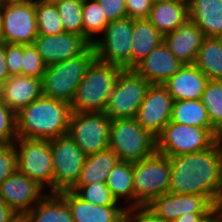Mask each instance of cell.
<instances>
[{
    "instance_id": "cell-1",
    "label": "cell",
    "mask_w": 222,
    "mask_h": 222,
    "mask_svg": "<svg viewBox=\"0 0 222 222\" xmlns=\"http://www.w3.org/2000/svg\"><path fill=\"white\" fill-rule=\"evenodd\" d=\"M169 159V192L205 196L218 209L222 181V138L203 151Z\"/></svg>"
},
{
    "instance_id": "cell-2",
    "label": "cell",
    "mask_w": 222,
    "mask_h": 222,
    "mask_svg": "<svg viewBox=\"0 0 222 222\" xmlns=\"http://www.w3.org/2000/svg\"><path fill=\"white\" fill-rule=\"evenodd\" d=\"M71 113L69 103L42 95L16 113V135L40 140L66 135Z\"/></svg>"
},
{
    "instance_id": "cell-3",
    "label": "cell",
    "mask_w": 222,
    "mask_h": 222,
    "mask_svg": "<svg viewBox=\"0 0 222 222\" xmlns=\"http://www.w3.org/2000/svg\"><path fill=\"white\" fill-rule=\"evenodd\" d=\"M122 68L95 59L78 85L70 104L75 112H104Z\"/></svg>"
},
{
    "instance_id": "cell-4",
    "label": "cell",
    "mask_w": 222,
    "mask_h": 222,
    "mask_svg": "<svg viewBox=\"0 0 222 222\" xmlns=\"http://www.w3.org/2000/svg\"><path fill=\"white\" fill-rule=\"evenodd\" d=\"M95 59V49L91 44L76 57L46 66L41 79L43 95L71 104L78 85Z\"/></svg>"
},
{
    "instance_id": "cell-5",
    "label": "cell",
    "mask_w": 222,
    "mask_h": 222,
    "mask_svg": "<svg viewBox=\"0 0 222 222\" xmlns=\"http://www.w3.org/2000/svg\"><path fill=\"white\" fill-rule=\"evenodd\" d=\"M109 149L113 150L119 161L135 163L156 151V138L136 118L111 120Z\"/></svg>"
},
{
    "instance_id": "cell-6",
    "label": "cell",
    "mask_w": 222,
    "mask_h": 222,
    "mask_svg": "<svg viewBox=\"0 0 222 222\" xmlns=\"http://www.w3.org/2000/svg\"><path fill=\"white\" fill-rule=\"evenodd\" d=\"M170 159L155 151L133 163L134 208L147 206L154 198L169 192Z\"/></svg>"
},
{
    "instance_id": "cell-7",
    "label": "cell",
    "mask_w": 222,
    "mask_h": 222,
    "mask_svg": "<svg viewBox=\"0 0 222 222\" xmlns=\"http://www.w3.org/2000/svg\"><path fill=\"white\" fill-rule=\"evenodd\" d=\"M222 136L214 128L168 122L156 137V151L168 157L203 151Z\"/></svg>"
},
{
    "instance_id": "cell-8",
    "label": "cell",
    "mask_w": 222,
    "mask_h": 222,
    "mask_svg": "<svg viewBox=\"0 0 222 222\" xmlns=\"http://www.w3.org/2000/svg\"><path fill=\"white\" fill-rule=\"evenodd\" d=\"M150 85L134 69H122L104 113L110 120L135 118Z\"/></svg>"
},
{
    "instance_id": "cell-9",
    "label": "cell",
    "mask_w": 222,
    "mask_h": 222,
    "mask_svg": "<svg viewBox=\"0 0 222 222\" xmlns=\"http://www.w3.org/2000/svg\"><path fill=\"white\" fill-rule=\"evenodd\" d=\"M17 170L53 193V160L50 140L17 137ZM48 185V186H47Z\"/></svg>"
},
{
    "instance_id": "cell-10",
    "label": "cell",
    "mask_w": 222,
    "mask_h": 222,
    "mask_svg": "<svg viewBox=\"0 0 222 222\" xmlns=\"http://www.w3.org/2000/svg\"><path fill=\"white\" fill-rule=\"evenodd\" d=\"M132 30L133 19L130 17L110 21L101 38L93 43L96 59L122 69H131Z\"/></svg>"
},
{
    "instance_id": "cell-11",
    "label": "cell",
    "mask_w": 222,
    "mask_h": 222,
    "mask_svg": "<svg viewBox=\"0 0 222 222\" xmlns=\"http://www.w3.org/2000/svg\"><path fill=\"white\" fill-rule=\"evenodd\" d=\"M110 123L104 112L72 111L67 134L88 156L109 148Z\"/></svg>"
},
{
    "instance_id": "cell-12",
    "label": "cell",
    "mask_w": 222,
    "mask_h": 222,
    "mask_svg": "<svg viewBox=\"0 0 222 222\" xmlns=\"http://www.w3.org/2000/svg\"><path fill=\"white\" fill-rule=\"evenodd\" d=\"M53 162V193L70 190L78 181L87 155L68 135L50 140Z\"/></svg>"
},
{
    "instance_id": "cell-13",
    "label": "cell",
    "mask_w": 222,
    "mask_h": 222,
    "mask_svg": "<svg viewBox=\"0 0 222 222\" xmlns=\"http://www.w3.org/2000/svg\"><path fill=\"white\" fill-rule=\"evenodd\" d=\"M0 41L10 44H33L39 35L36 23L35 0L0 5Z\"/></svg>"
},
{
    "instance_id": "cell-14",
    "label": "cell",
    "mask_w": 222,
    "mask_h": 222,
    "mask_svg": "<svg viewBox=\"0 0 222 222\" xmlns=\"http://www.w3.org/2000/svg\"><path fill=\"white\" fill-rule=\"evenodd\" d=\"M173 105L174 99L163 84H151L135 118L156 138L170 121Z\"/></svg>"
},
{
    "instance_id": "cell-15",
    "label": "cell",
    "mask_w": 222,
    "mask_h": 222,
    "mask_svg": "<svg viewBox=\"0 0 222 222\" xmlns=\"http://www.w3.org/2000/svg\"><path fill=\"white\" fill-rule=\"evenodd\" d=\"M44 189L16 170L0 184V199L17 213H27L48 193Z\"/></svg>"
},
{
    "instance_id": "cell-16",
    "label": "cell",
    "mask_w": 222,
    "mask_h": 222,
    "mask_svg": "<svg viewBox=\"0 0 222 222\" xmlns=\"http://www.w3.org/2000/svg\"><path fill=\"white\" fill-rule=\"evenodd\" d=\"M146 207L166 222L186 213H213L217 209L205 196L170 192L154 198Z\"/></svg>"
},
{
    "instance_id": "cell-17",
    "label": "cell",
    "mask_w": 222,
    "mask_h": 222,
    "mask_svg": "<svg viewBox=\"0 0 222 222\" xmlns=\"http://www.w3.org/2000/svg\"><path fill=\"white\" fill-rule=\"evenodd\" d=\"M33 44L46 66L76 57L91 45L83 36L71 32L39 34Z\"/></svg>"
},
{
    "instance_id": "cell-18",
    "label": "cell",
    "mask_w": 222,
    "mask_h": 222,
    "mask_svg": "<svg viewBox=\"0 0 222 222\" xmlns=\"http://www.w3.org/2000/svg\"><path fill=\"white\" fill-rule=\"evenodd\" d=\"M58 194L67 203L74 222H124L127 209L125 206L90 204L72 190L61 191Z\"/></svg>"
},
{
    "instance_id": "cell-19",
    "label": "cell",
    "mask_w": 222,
    "mask_h": 222,
    "mask_svg": "<svg viewBox=\"0 0 222 222\" xmlns=\"http://www.w3.org/2000/svg\"><path fill=\"white\" fill-rule=\"evenodd\" d=\"M182 65L162 42L133 69L150 84H163L174 76Z\"/></svg>"
},
{
    "instance_id": "cell-20",
    "label": "cell",
    "mask_w": 222,
    "mask_h": 222,
    "mask_svg": "<svg viewBox=\"0 0 222 222\" xmlns=\"http://www.w3.org/2000/svg\"><path fill=\"white\" fill-rule=\"evenodd\" d=\"M204 39L201 29L189 19L175 31L163 35V42L183 64H194Z\"/></svg>"
},
{
    "instance_id": "cell-21",
    "label": "cell",
    "mask_w": 222,
    "mask_h": 222,
    "mask_svg": "<svg viewBox=\"0 0 222 222\" xmlns=\"http://www.w3.org/2000/svg\"><path fill=\"white\" fill-rule=\"evenodd\" d=\"M208 78L195 64H183L163 85L174 101L201 99Z\"/></svg>"
},
{
    "instance_id": "cell-22",
    "label": "cell",
    "mask_w": 222,
    "mask_h": 222,
    "mask_svg": "<svg viewBox=\"0 0 222 222\" xmlns=\"http://www.w3.org/2000/svg\"><path fill=\"white\" fill-rule=\"evenodd\" d=\"M3 102L15 113L43 95L42 80L25 75L10 76L3 84Z\"/></svg>"
},
{
    "instance_id": "cell-23",
    "label": "cell",
    "mask_w": 222,
    "mask_h": 222,
    "mask_svg": "<svg viewBox=\"0 0 222 222\" xmlns=\"http://www.w3.org/2000/svg\"><path fill=\"white\" fill-rule=\"evenodd\" d=\"M188 19L205 37L222 38V0H187Z\"/></svg>"
},
{
    "instance_id": "cell-24",
    "label": "cell",
    "mask_w": 222,
    "mask_h": 222,
    "mask_svg": "<svg viewBox=\"0 0 222 222\" xmlns=\"http://www.w3.org/2000/svg\"><path fill=\"white\" fill-rule=\"evenodd\" d=\"M147 19L162 35L175 31L188 20V1L154 3Z\"/></svg>"
},
{
    "instance_id": "cell-25",
    "label": "cell",
    "mask_w": 222,
    "mask_h": 222,
    "mask_svg": "<svg viewBox=\"0 0 222 222\" xmlns=\"http://www.w3.org/2000/svg\"><path fill=\"white\" fill-rule=\"evenodd\" d=\"M163 35L146 19H133L131 69L147 57L160 43Z\"/></svg>"
},
{
    "instance_id": "cell-26",
    "label": "cell",
    "mask_w": 222,
    "mask_h": 222,
    "mask_svg": "<svg viewBox=\"0 0 222 222\" xmlns=\"http://www.w3.org/2000/svg\"><path fill=\"white\" fill-rule=\"evenodd\" d=\"M118 161V156L109 148L95 154L88 155L77 183L70 190L75 192L82 185L106 182L110 171Z\"/></svg>"
},
{
    "instance_id": "cell-27",
    "label": "cell",
    "mask_w": 222,
    "mask_h": 222,
    "mask_svg": "<svg viewBox=\"0 0 222 222\" xmlns=\"http://www.w3.org/2000/svg\"><path fill=\"white\" fill-rule=\"evenodd\" d=\"M26 214L30 222H74L67 203L58 193H47Z\"/></svg>"
},
{
    "instance_id": "cell-28",
    "label": "cell",
    "mask_w": 222,
    "mask_h": 222,
    "mask_svg": "<svg viewBox=\"0 0 222 222\" xmlns=\"http://www.w3.org/2000/svg\"><path fill=\"white\" fill-rule=\"evenodd\" d=\"M105 183L117 202L124 199L126 208H134L133 163L118 161Z\"/></svg>"
},
{
    "instance_id": "cell-29",
    "label": "cell",
    "mask_w": 222,
    "mask_h": 222,
    "mask_svg": "<svg viewBox=\"0 0 222 222\" xmlns=\"http://www.w3.org/2000/svg\"><path fill=\"white\" fill-rule=\"evenodd\" d=\"M194 64L209 80H222V38L205 37Z\"/></svg>"
},
{
    "instance_id": "cell-30",
    "label": "cell",
    "mask_w": 222,
    "mask_h": 222,
    "mask_svg": "<svg viewBox=\"0 0 222 222\" xmlns=\"http://www.w3.org/2000/svg\"><path fill=\"white\" fill-rule=\"evenodd\" d=\"M170 122L213 128L201 99L174 101Z\"/></svg>"
},
{
    "instance_id": "cell-31",
    "label": "cell",
    "mask_w": 222,
    "mask_h": 222,
    "mask_svg": "<svg viewBox=\"0 0 222 222\" xmlns=\"http://www.w3.org/2000/svg\"><path fill=\"white\" fill-rule=\"evenodd\" d=\"M109 23L106 14L97 0H83L82 26L83 37L93 44L103 34L106 25Z\"/></svg>"
},
{
    "instance_id": "cell-32",
    "label": "cell",
    "mask_w": 222,
    "mask_h": 222,
    "mask_svg": "<svg viewBox=\"0 0 222 222\" xmlns=\"http://www.w3.org/2000/svg\"><path fill=\"white\" fill-rule=\"evenodd\" d=\"M201 101L212 127L222 136V80H208Z\"/></svg>"
},
{
    "instance_id": "cell-33",
    "label": "cell",
    "mask_w": 222,
    "mask_h": 222,
    "mask_svg": "<svg viewBox=\"0 0 222 222\" xmlns=\"http://www.w3.org/2000/svg\"><path fill=\"white\" fill-rule=\"evenodd\" d=\"M38 34L55 35L64 32L56 4L35 0Z\"/></svg>"
},
{
    "instance_id": "cell-34",
    "label": "cell",
    "mask_w": 222,
    "mask_h": 222,
    "mask_svg": "<svg viewBox=\"0 0 222 222\" xmlns=\"http://www.w3.org/2000/svg\"><path fill=\"white\" fill-rule=\"evenodd\" d=\"M60 15L64 32L83 36V0H62L55 3Z\"/></svg>"
},
{
    "instance_id": "cell-35",
    "label": "cell",
    "mask_w": 222,
    "mask_h": 222,
    "mask_svg": "<svg viewBox=\"0 0 222 222\" xmlns=\"http://www.w3.org/2000/svg\"><path fill=\"white\" fill-rule=\"evenodd\" d=\"M75 193L90 204L100 206L123 204V202L119 203L116 201L105 182L82 185L75 191Z\"/></svg>"
},
{
    "instance_id": "cell-36",
    "label": "cell",
    "mask_w": 222,
    "mask_h": 222,
    "mask_svg": "<svg viewBox=\"0 0 222 222\" xmlns=\"http://www.w3.org/2000/svg\"><path fill=\"white\" fill-rule=\"evenodd\" d=\"M46 64L34 44L23 45L21 75L42 79Z\"/></svg>"
},
{
    "instance_id": "cell-37",
    "label": "cell",
    "mask_w": 222,
    "mask_h": 222,
    "mask_svg": "<svg viewBox=\"0 0 222 222\" xmlns=\"http://www.w3.org/2000/svg\"><path fill=\"white\" fill-rule=\"evenodd\" d=\"M16 113L3 101L0 102V145L14 143L16 135Z\"/></svg>"
},
{
    "instance_id": "cell-38",
    "label": "cell",
    "mask_w": 222,
    "mask_h": 222,
    "mask_svg": "<svg viewBox=\"0 0 222 222\" xmlns=\"http://www.w3.org/2000/svg\"><path fill=\"white\" fill-rule=\"evenodd\" d=\"M17 170L14 143L0 145V184Z\"/></svg>"
},
{
    "instance_id": "cell-39",
    "label": "cell",
    "mask_w": 222,
    "mask_h": 222,
    "mask_svg": "<svg viewBox=\"0 0 222 222\" xmlns=\"http://www.w3.org/2000/svg\"><path fill=\"white\" fill-rule=\"evenodd\" d=\"M23 45L5 43V57L10 76L21 75Z\"/></svg>"
},
{
    "instance_id": "cell-40",
    "label": "cell",
    "mask_w": 222,
    "mask_h": 222,
    "mask_svg": "<svg viewBox=\"0 0 222 222\" xmlns=\"http://www.w3.org/2000/svg\"><path fill=\"white\" fill-rule=\"evenodd\" d=\"M106 14L108 21L127 17L125 0H97Z\"/></svg>"
},
{
    "instance_id": "cell-41",
    "label": "cell",
    "mask_w": 222,
    "mask_h": 222,
    "mask_svg": "<svg viewBox=\"0 0 222 222\" xmlns=\"http://www.w3.org/2000/svg\"><path fill=\"white\" fill-rule=\"evenodd\" d=\"M127 17L131 19H146L152 9V0H125Z\"/></svg>"
},
{
    "instance_id": "cell-42",
    "label": "cell",
    "mask_w": 222,
    "mask_h": 222,
    "mask_svg": "<svg viewBox=\"0 0 222 222\" xmlns=\"http://www.w3.org/2000/svg\"><path fill=\"white\" fill-rule=\"evenodd\" d=\"M124 222H166L158 218L146 206L127 208L124 215Z\"/></svg>"
},
{
    "instance_id": "cell-43",
    "label": "cell",
    "mask_w": 222,
    "mask_h": 222,
    "mask_svg": "<svg viewBox=\"0 0 222 222\" xmlns=\"http://www.w3.org/2000/svg\"><path fill=\"white\" fill-rule=\"evenodd\" d=\"M9 77L5 57V43L0 41V84H4Z\"/></svg>"
},
{
    "instance_id": "cell-44",
    "label": "cell",
    "mask_w": 222,
    "mask_h": 222,
    "mask_svg": "<svg viewBox=\"0 0 222 222\" xmlns=\"http://www.w3.org/2000/svg\"><path fill=\"white\" fill-rule=\"evenodd\" d=\"M212 213H186L171 222H204Z\"/></svg>"
},
{
    "instance_id": "cell-45",
    "label": "cell",
    "mask_w": 222,
    "mask_h": 222,
    "mask_svg": "<svg viewBox=\"0 0 222 222\" xmlns=\"http://www.w3.org/2000/svg\"><path fill=\"white\" fill-rule=\"evenodd\" d=\"M15 214L17 212L0 199V222H9Z\"/></svg>"
},
{
    "instance_id": "cell-46",
    "label": "cell",
    "mask_w": 222,
    "mask_h": 222,
    "mask_svg": "<svg viewBox=\"0 0 222 222\" xmlns=\"http://www.w3.org/2000/svg\"><path fill=\"white\" fill-rule=\"evenodd\" d=\"M204 222H222V208L216 209Z\"/></svg>"
},
{
    "instance_id": "cell-47",
    "label": "cell",
    "mask_w": 222,
    "mask_h": 222,
    "mask_svg": "<svg viewBox=\"0 0 222 222\" xmlns=\"http://www.w3.org/2000/svg\"><path fill=\"white\" fill-rule=\"evenodd\" d=\"M9 222H30L26 213H17Z\"/></svg>"
},
{
    "instance_id": "cell-48",
    "label": "cell",
    "mask_w": 222,
    "mask_h": 222,
    "mask_svg": "<svg viewBox=\"0 0 222 222\" xmlns=\"http://www.w3.org/2000/svg\"><path fill=\"white\" fill-rule=\"evenodd\" d=\"M30 0H0V5L1 4H8V3H15V2H27Z\"/></svg>"
},
{
    "instance_id": "cell-49",
    "label": "cell",
    "mask_w": 222,
    "mask_h": 222,
    "mask_svg": "<svg viewBox=\"0 0 222 222\" xmlns=\"http://www.w3.org/2000/svg\"><path fill=\"white\" fill-rule=\"evenodd\" d=\"M219 208H222V181H221L220 195H219Z\"/></svg>"
},
{
    "instance_id": "cell-50",
    "label": "cell",
    "mask_w": 222,
    "mask_h": 222,
    "mask_svg": "<svg viewBox=\"0 0 222 222\" xmlns=\"http://www.w3.org/2000/svg\"><path fill=\"white\" fill-rule=\"evenodd\" d=\"M40 1H43V2H46V3H56V2H59V1H62V0H40Z\"/></svg>"
},
{
    "instance_id": "cell-51",
    "label": "cell",
    "mask_w": 222,
    "mask_h": 222,
    "mask_svg": "<svg viewBox=\"0 0 222 222\" xmlns=\"http://www.w3.org/2000/svg\"><path fill=\"white\" fill-rule=\"evenodd\" d=\"M2 90H3V84H0V102L3 101Z\"/></svg>"
},
{
    "instance_id": "cell-52",
    "label": "cell",
    "mask_w": 222,
    "mask_h": 222,
    "mask_svg": "<svg viewBox=\"0 0 222 222\" xmlns=\"http://www.w3.org/2000/svg\"><path fill=\"white\" fill-rule=\"evenodd\" d=\"M168 1H173V0H152L153 4L157 2H168Z\"/></svg>"
},
{
    "instance_id": "cell-53",
    "label": "cell",
    "mask_w": 222,
    "mask_h": 222,
    "mask_svg": "<svg viewBox=\"0 0 222 222\" xmlns=\"http://www.w3.org/2000/svg\"><path fill=\"white\" fill-rule=\"evenodd\" d=\"M0 37H1V13H0Z\"/></svg>"
}]
</instances>
